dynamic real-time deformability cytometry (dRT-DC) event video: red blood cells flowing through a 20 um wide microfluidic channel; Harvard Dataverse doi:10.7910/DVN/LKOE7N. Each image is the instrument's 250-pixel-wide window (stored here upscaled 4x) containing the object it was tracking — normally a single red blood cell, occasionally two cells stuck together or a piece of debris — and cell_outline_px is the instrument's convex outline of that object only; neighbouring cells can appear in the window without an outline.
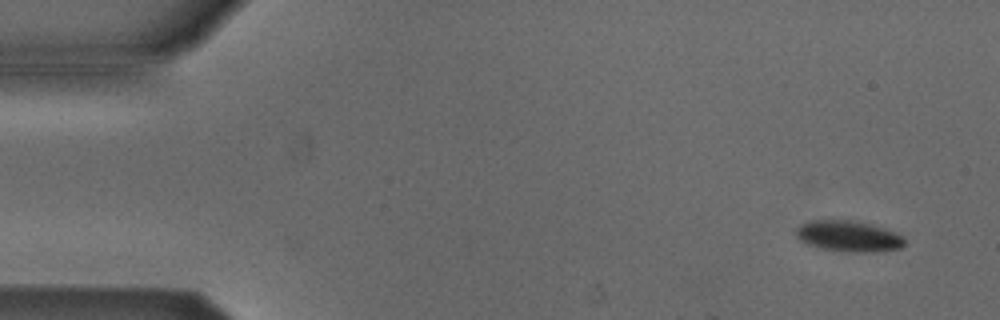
{"species": "Egyptian fruit bat (a non-hibernating species)", "species_latin": "Rousettus aegyptiacus", "temperature_condition": "cold", "stored_images_in_passage": 5, "segment_of_instrument_passage": [2, 2], "camera_frame_rate_fps": 3000, "um_per_image_px": 0.085, "animal": {"sex": "male"}, "frame": {"image": 1, "passage_image": 5, "time_ms": 5.0, "image_size_px": [1000, 320], "cell_outline_px": [[904, 244], [900, 248], [872, 252], [852, 252], [820, 248], [808, 244], [800, 240], [796, 236], [796, 228], [800, 224], [812, 220], [852, 220], [872, 224], [896, 232], [904, 236]], "centroid_in_image_um": [72.13, 20.06], "position_along_channel_um": 12.9, "area_um2": 19.59}}